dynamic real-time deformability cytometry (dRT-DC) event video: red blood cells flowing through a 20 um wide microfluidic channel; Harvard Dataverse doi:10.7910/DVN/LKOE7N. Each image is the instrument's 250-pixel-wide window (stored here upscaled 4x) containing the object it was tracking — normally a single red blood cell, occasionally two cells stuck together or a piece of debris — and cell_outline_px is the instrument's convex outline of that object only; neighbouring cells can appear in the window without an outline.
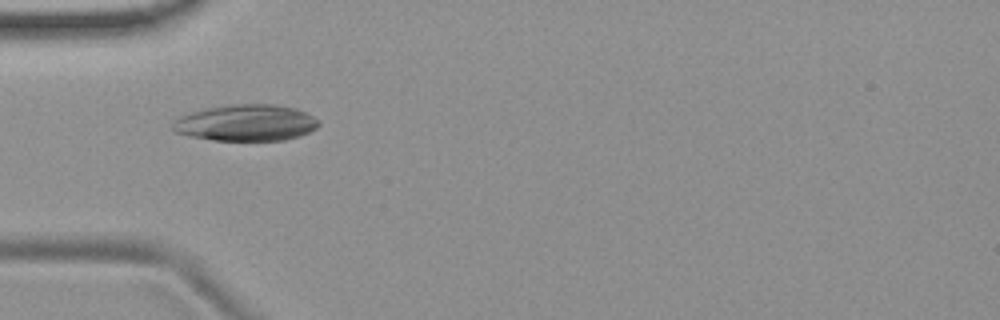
{"species": "common noctule bat (a hibernating species)", "species_latin": "Nyctalus noctula", "temperature_condition": "room temperature", "stored_images_in_passage": 8, "camera_frame_rate_fps": 3000, "um_per_image_px": 0.085, "animal": {"sex": "female", "body_mass_g": 19.9}, "frame": {"image": 1, "passage_image": 1, "time_ms": 0.0, "image_size_px": [1000, 320], "cell_outline_px": [[320, 124], [316, 128], [300, 136], [284, 140], [212, 140], [188, 136], [176, 132], [172, 128], [172, 124], [180, 116], [192, 112], [208, 108], [232, 104], [272, 104], [296, 108], [312, 116]], "centroid_in_image_um": [20.91, 10.44], "position_along_channel_um": 64.1, "area_um2": 30.75}}